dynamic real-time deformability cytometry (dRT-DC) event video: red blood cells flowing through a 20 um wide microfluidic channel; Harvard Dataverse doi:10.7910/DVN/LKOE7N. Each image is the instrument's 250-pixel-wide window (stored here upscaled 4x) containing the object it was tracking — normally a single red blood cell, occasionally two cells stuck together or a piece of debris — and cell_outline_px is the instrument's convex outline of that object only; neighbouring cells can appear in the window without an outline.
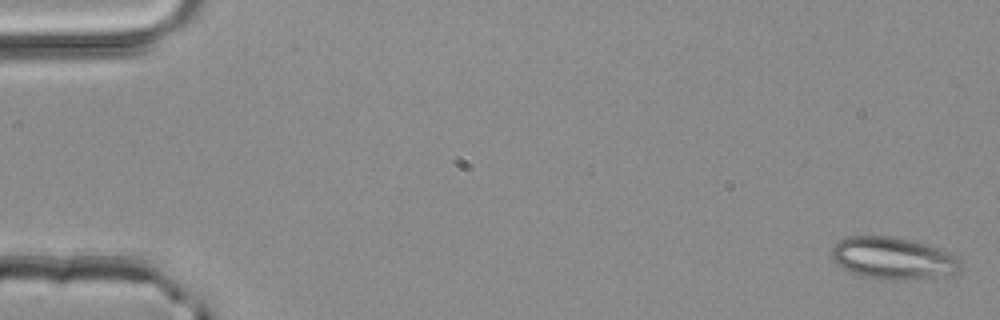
{"species": "common noctule bat (a hibernating species)", "species_latin": "Nyctalus noctula", "temperature_condition": "room temperature", "stored_images_in_passage": 3, "camera_frame_rate_fps": 3000, "um_per_image_px": 0.085, "animal": {"sex": "male", "body_mass_g": 20.4}, "frame": {"image": 1, "passage_image": 1, "time_ms": 0.0, "image_size_px": [1000, 320], "cell_outline_px": [[960, 268], [948, 280], [880, 280], [860, 276], [836, 264], [832, 260], [832, 248], [840, 240], [848, 236], [892, 236], [912, 240], [960, 256]], "centroid_in_image_um": [76.0, 22.01], "position_along_channel_um": 9.0, "area_um2": 32.6}}